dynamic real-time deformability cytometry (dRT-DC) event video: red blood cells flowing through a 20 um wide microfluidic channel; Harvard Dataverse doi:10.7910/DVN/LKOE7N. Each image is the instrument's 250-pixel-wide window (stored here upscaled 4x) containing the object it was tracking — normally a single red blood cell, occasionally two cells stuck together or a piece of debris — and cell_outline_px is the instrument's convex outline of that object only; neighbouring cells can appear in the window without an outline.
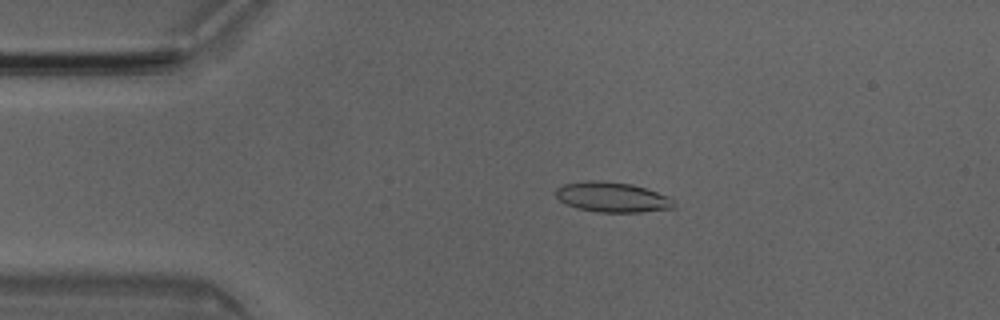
{"species": "Egyptian fruit bat (a non-hibernating species)", "species_latin": "Rousettus aegyptiacus", "temperature_condition": "room temperature", "stored_images_in_passage": 50, "camera_frame_rate_fps": 3000, "um_per_image_px": 0.085, "animal": {"sex": "male"}, "frame": {"image": 1, "passage_image": 10, "time_ms": 3.0, "image_size_px": [1000, 320], "cell_outline_px": [[676, 208], [640, 212], [596, 212], [576, 208], [560, 200], [556, 196], [556, 188], [564, 184], [588, 180], [600, 180], [632, 184], [668, 196], [676, 204]], "centroid_in_image_um": [52.05, 16.76], "position_along_channel_um": 33.0, "area_um2": 20.69}}
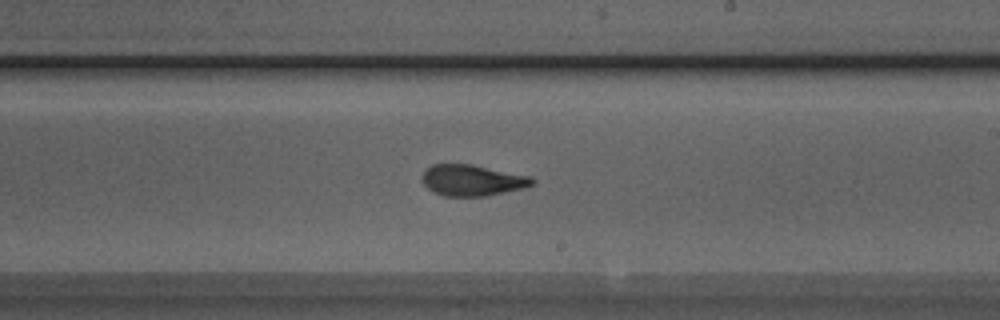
{"frame": {"image": 2, "passage_image": 29, "time_ms": 9.333, "image_size_px": [1000, 320], "cell_outline_px": [[536, 184], [524, 188], [484, 196], [444, 196], [428, 188], [420, 180], [424, 172], [432, 164], [472, 164], [532, 176], [536, 180]], "centroid_in_image_um": [40.19, 15.31], "position_along_channel_um": 248.8, "area_um2": 20.06}}
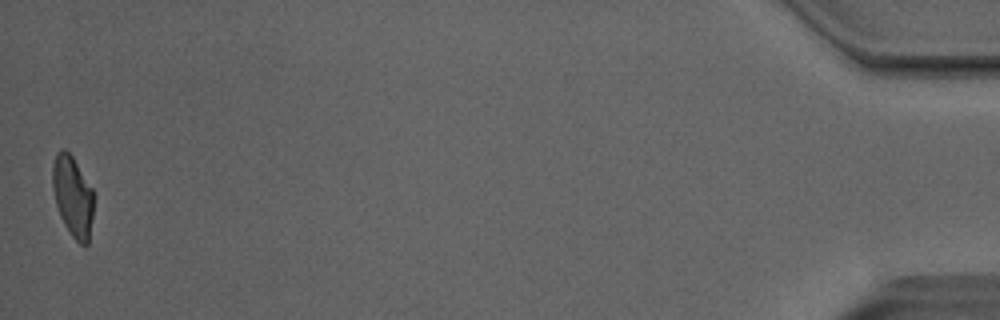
{"frame": {"image": 3, "passage_image": 50, "time_ms": 16.333, "image_size_px": [1000, 320], "cell_outline_px": [[92, 216], [88, 244], [80, 244], [72, 236], [64, 224], [60, 216], [56, 204], [52, 188], [52, 164], [56, 152], [60, 148], [64, 148], [72, 156], [92, 188]], "centroid_in_image_um": [6.15, 16.65], "position_along_channel_um": 429.1, "area_um2": 19.19}, "authors_computed_cell_mechanics": {"area_um2": 20.1144, "velocity_mm_per_s": 4.0436, "shape_relaxation_time_tau1_ms": 8.2435, "shape_relaxation_time_tau2_ms": 1.3729, "deformation_change_tau1": 0.2226, "deformation_change_tau2": 0.0877}}